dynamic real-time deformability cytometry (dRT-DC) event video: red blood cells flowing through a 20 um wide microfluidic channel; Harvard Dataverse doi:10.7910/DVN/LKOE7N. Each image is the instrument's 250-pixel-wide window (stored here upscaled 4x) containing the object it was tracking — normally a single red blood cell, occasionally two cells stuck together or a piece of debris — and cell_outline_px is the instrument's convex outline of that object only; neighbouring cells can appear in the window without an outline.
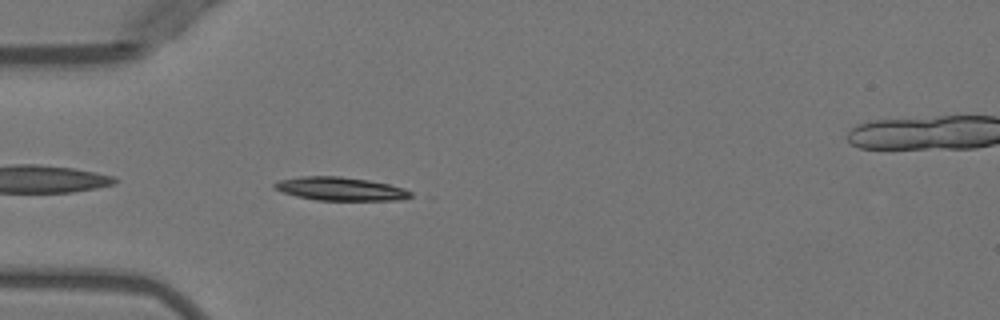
{"species": "Egyptian fruit bat (a non-hibernating species)", "species_latin": "Rousettus aegyptiacus", "temperature_condition": "warm", "stored_images_in_passage": 28, "camera_frame_rate_fps": 3000, "um_per_image_px": 0.085, "animal": {"sex": "female"}, "frame": {"image": 1, "passage_image": 2, "time_ms": 0.333, "image_size_px": [1000, 320], "cell_outline_px": [[412, 196], [400, 200], [316, 200], [296, 196], [272, 188], [272, 184], [280, 180], [300, 176], [340, 176], [368, 180], [388, 184], [404, 188], [412, 192]], "centroid_in_image_um": [28.92, 16.05], "position_along_channel_um": 56.1, "area_um2": 18.55}}
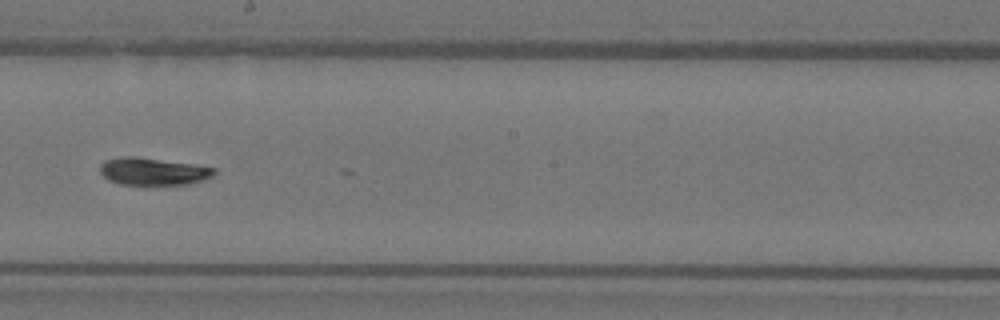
{"frame": {"image": 2, "passage_image": 16, "time_ms": 5.0, "image_size_px": [1000, 320], "cell_outline_px": [[216, 172], [212, 176], [204, 180], [188, 184], [120, 184], [108, 180], [100, 172], [100, 164], [104, 160], [124, 156], [136, 156], [192, 164], [216, 168]], "centroid_in_image_um": [13.0, 14.56], "position_along_channel_um": 235.2, "area_um2": 18.15}}
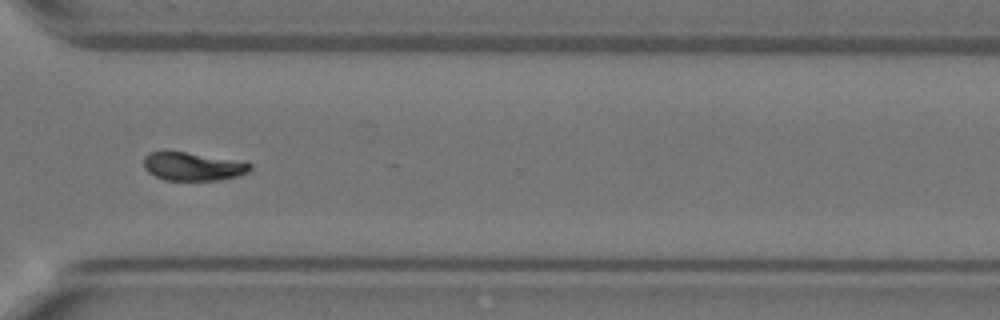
{"frame": {"image": 3, "passage_image": 25, "time_ms": 8.0, "image_size_px": [1000, 320], "cell_outline_px": [[252, 168], [248, 172], [240, 176], [220, 180], [164, 180], [148, 172], [144, 168], [144, 156], [148, 152], [184, 152], [244, 160], [252, 164]], "centroid_in_image_um": [16.46, 14.15], "position_along_channel_um": 354.1, "area_um2": 17.8}, "authors_computed_cell_mechanics": {"area_um2": 18.2648, "velocity_mm_per_s": 3.9661, "shape_relaxation_time_tau1_ms": 5.5583, "shape_relaxation_time_tau2_ms": 8.4105, "deformation_change_tau1": 0.1821, "deformation_change_tau2": 0.1083}}